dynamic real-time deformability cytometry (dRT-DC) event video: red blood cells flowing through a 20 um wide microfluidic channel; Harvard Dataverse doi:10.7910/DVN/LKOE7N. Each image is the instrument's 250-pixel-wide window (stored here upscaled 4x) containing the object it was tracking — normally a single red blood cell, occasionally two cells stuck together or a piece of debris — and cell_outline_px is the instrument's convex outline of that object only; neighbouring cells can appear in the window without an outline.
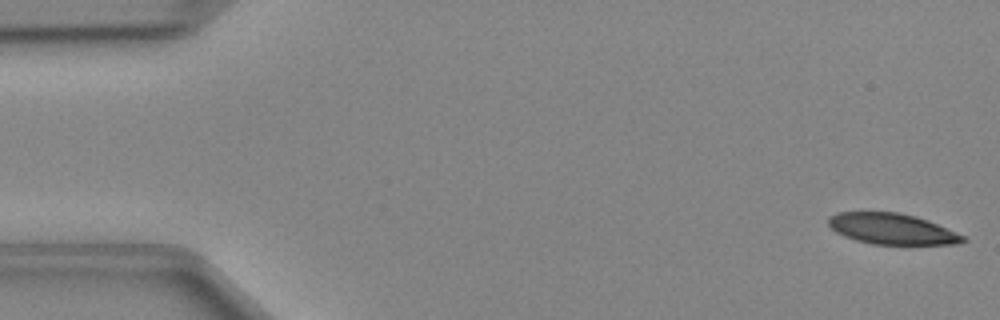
{"species": "Egyptian fruit bat (a non-hibernating species)", "species_latin": "Rousettus aegyptiacus", "temperature_condition": "cold", "stored_images_in_passage": 8, "camera_frame_rate_fps": 3000, "um_per_image_px": 0.085, "animal": {"sex": "female"}, "frame": {"image": 1, "passage_image": 1, "time_ms": 0.0, "image_size_px": [1000, 320], "cell_outline_px": [[968, 240], [956, 244], [872, 244], [856, 240], [844, 236], [836, 232], [828, 224], [828, 216], [836, 212], [896, 212], [916, 216], [928, 220], [964, 236]], "centroid_in_image_um": [75.79, 19.45], "position_along_channel_um": 9.2, "area_um2": 24.1}}